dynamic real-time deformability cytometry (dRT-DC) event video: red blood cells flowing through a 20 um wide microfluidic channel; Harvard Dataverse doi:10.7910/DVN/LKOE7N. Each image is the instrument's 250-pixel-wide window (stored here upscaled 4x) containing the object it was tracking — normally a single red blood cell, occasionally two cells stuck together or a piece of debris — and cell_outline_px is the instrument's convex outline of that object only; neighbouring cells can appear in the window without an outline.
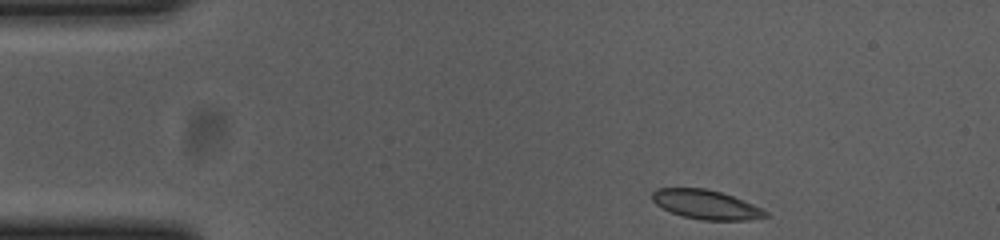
{"species": "common noctule bat (a hibernating species)", "species_latin": "Nyctalus noctula", "temperature_condition": "cold", "stored_images_in_passage": 48, "camera_frame_rate_fps": 3000, "um_per_image_px": 0.085, "animal": {"sex": "female", "body_mass_g": 23.0, "forearm_length_mm": 53.4}, "frame": {"image": 1, "passage_image": 1, "time_ms": 0.0, "image_size_px": [1000, 240], "cell_outline_px": [[768, 216], [752, 220], [700, 220], [684, 216], [672, 212], [656, 204], [652, 200], [652, 192], [656, 188], [704, 188], [720, 192], [732, 196], [752, 204], [768, 212]], "centroid_in_image_um": [60.01, 17.39], "position_along_channel_um": 25.0, "area_um2": 19.07}}
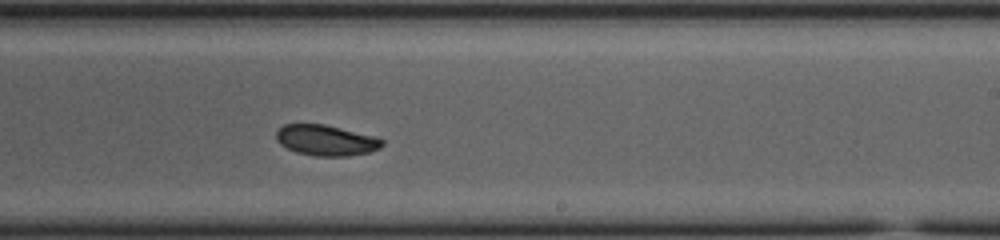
{"frame": {"image": 2, "passage_image": 26, "time_ms": 8.333, "image_size_px": [1000, 240], "cell_outline_px": [[384, 144], [380, 148], [368, 152], [348, 156], [316, 156], [296, 152], [280, 144], [276, 140], [276, 132], [284, 124], [324, 124], [372, 136], [384, 140]], "centroid_in_image_um": [27.69, 11.93], "position_along_channel_um": 261.3, "area_um2": 18.73}}
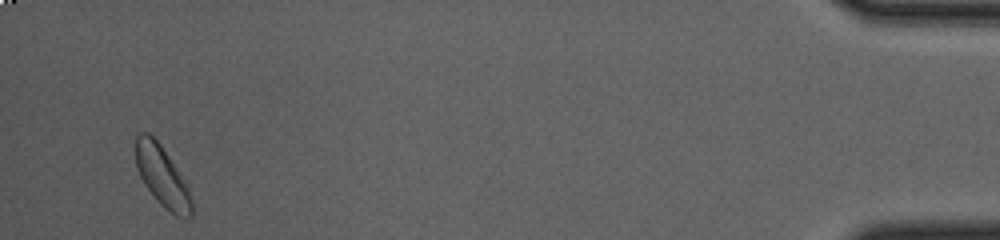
{"frame": {"image": 3, "passage_image": 46, "time_ms": 15.0, "image_size_px": [1000, 240], "cell_outline_px": [[192, 216], [176, 216], [160, 204], [144, 184], [136, 168], [136, 136], [140, 132], [148, 132], [160, 144], [188, 184], [192, 200]], "centroid_in_image_um": [13.79, 14.98], "position_along_channel_um": 421.4, "area_um2": 19.65}, "authors_computed_cell_mechanics": {"area_um2": 19.652, "velocity_mm_per_s": 3.6421, "shape_relaxation_time_tau1_ms": 2.081, "shape_relaxation_time_tau2_ms": 2.2851, "deformation_change_tau1": 0.0674, "deformation_change_tau2": 0.0418}}